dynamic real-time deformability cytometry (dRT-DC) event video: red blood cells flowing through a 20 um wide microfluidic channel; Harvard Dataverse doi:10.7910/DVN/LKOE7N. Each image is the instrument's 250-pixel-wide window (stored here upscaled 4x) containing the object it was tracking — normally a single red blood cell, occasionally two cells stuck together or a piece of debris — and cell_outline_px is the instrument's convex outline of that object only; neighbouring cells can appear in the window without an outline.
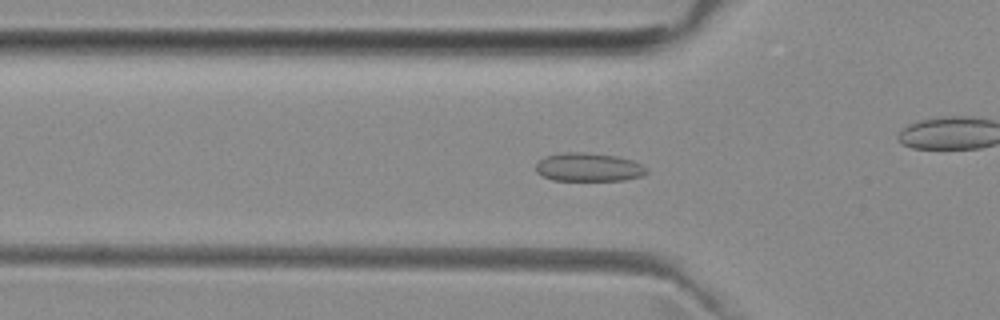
{"species": "common noctule bat (a hibernating species)", "species_latin": "Nyctalus noctula", "temperature_condition": "room temperature", "stored_images_in_passage": 52, "camera_frame_rate_fps": 3000, "um_per_image_px": 0.085, "animal": {"sex": "female", "body_mass_g": 29.2, "forearm_length_mm": 56.3}, "frame": {"image": 1, "passage_image": 16, "time_ms": 5.0, "image_size_px": [1000, 320], "cell_outline_px": [[648, 172], [640, 176], [624, 180], [552, 180], [536, 172], [536, 164], [544, 156], [564, 152], [584, 152], [616, 156], [632, 160], [648, 168]], "centroid_in_image_um": [50.02, 14.2], "position_along_channel_um": 75.8, "area_um2": 18.32}}
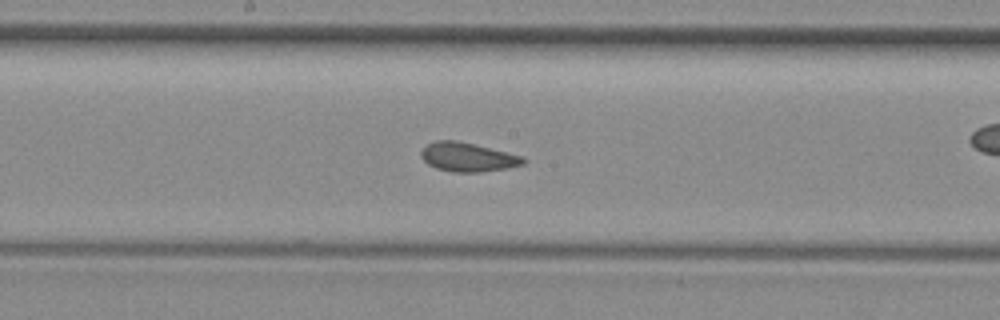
{"frame": {"image": 2, "passage_image": 26, "time_ms": 8.333, "image_size_px": [1000, 320], "cell_outline_px": [[528, 160], [524, 164], [504, 168], [480, 172], [452, 172], [436, 168], [428, 164], [420, 156], [420, 152], [428, 144], [436, 140], [456, 140], [520, 156]], "centroid_in_image_um": [39.71, 13.36], "position_along_channel_um": 208.5, "area_um2": 16.88}}
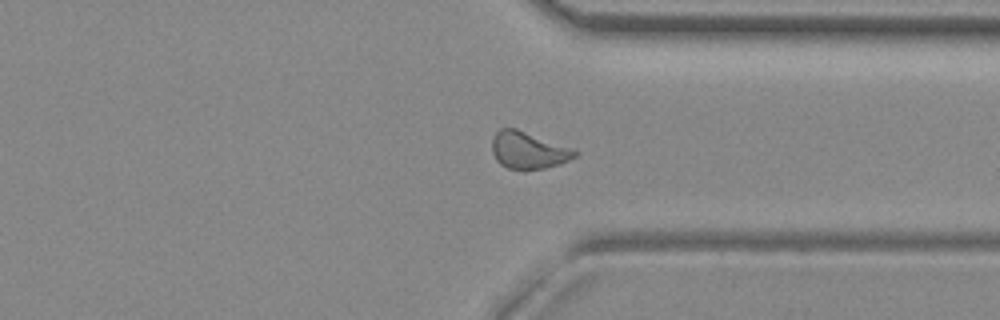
{"frame": {"image": 3, "passage_image": 38, "time_ms": 12.333, "image_size_px": [1000, 320], "cell_outline_px": [[580, 152], [576, 156], [560, 164], [544, 168], [524, 172], [508, 168], [500, 164], [496, 160], [492, 152], [492, 136], [500, 128], [516, 128]], "centroid_in_image_um": [44.86, 12.81], "position_along_channel_um": 366.5, "area_um2": 17.98}}